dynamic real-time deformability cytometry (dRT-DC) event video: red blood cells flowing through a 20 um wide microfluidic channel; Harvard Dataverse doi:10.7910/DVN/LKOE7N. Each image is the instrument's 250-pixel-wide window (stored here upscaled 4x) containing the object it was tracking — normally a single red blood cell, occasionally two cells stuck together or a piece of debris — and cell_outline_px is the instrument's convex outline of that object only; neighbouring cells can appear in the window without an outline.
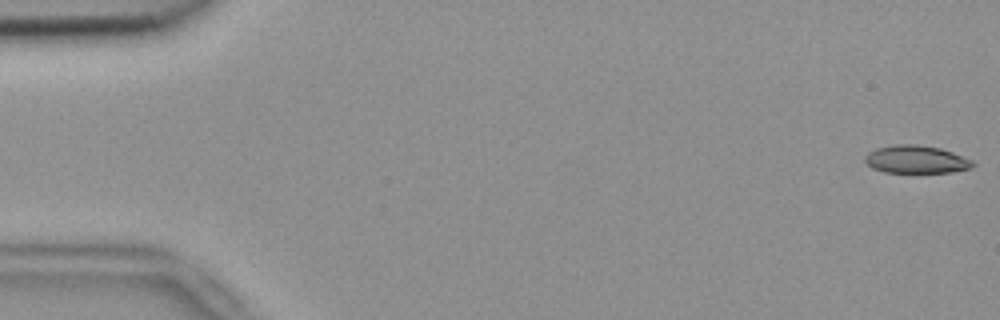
{"species": "common noctule bat (a hibernating species)", "species_latin": "Nyctalus noctula", "temperature_condition": "room temperature", "stored_images_in_passage": 54, "camera_frame_rate_fps": 3000, "um_per_image_px": 0.085, "animal": {"sex": "female", "body_mass_g": 18.4}, "frame": {"image": 1, "passage_image": 1, "time_ms": 0.0, "image_size_px": [1000, 320], "cell_outline_px": [[976, 164], [968, 168], [952, 172], [884, 172], [872, 168], [864, 160], [864, 156], [868, 152], [876, 148], [896, 144], [916, 144], [940, 148], [952, 152], [972, 160]], "centroid_in_image_um": [77.84, 13.54], "position_along_channel_um": 7.2, "area_um2": 17.4}}
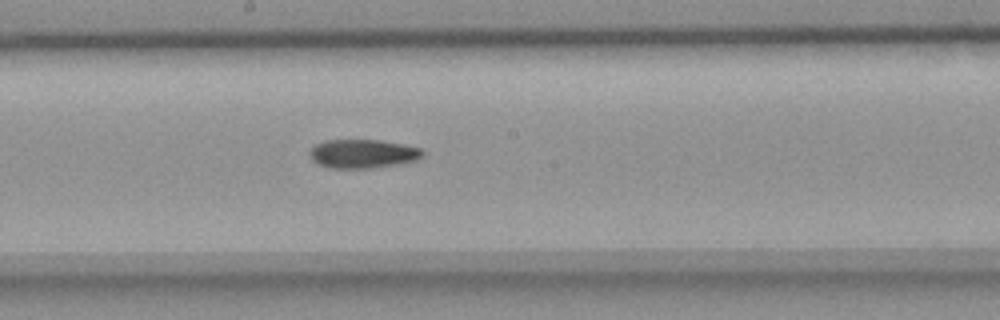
{"frame": {"image": 2, "passage_image": 29, "time_ms": 9.333, "image_size_px": [1000, 320], "cell_outline_px": [[424, 156], [420, 160], [372, 168], [328, 168], [316, 164], [312, 160], [308, 152], [316, 144], [324, 140], [380, 140], [404, 144], [420, 148], [424, 152]], "centroid_in_image_um": [30.84, 13.07], "position_along_channel_um": 217.4, "area_um2": 19.19}}
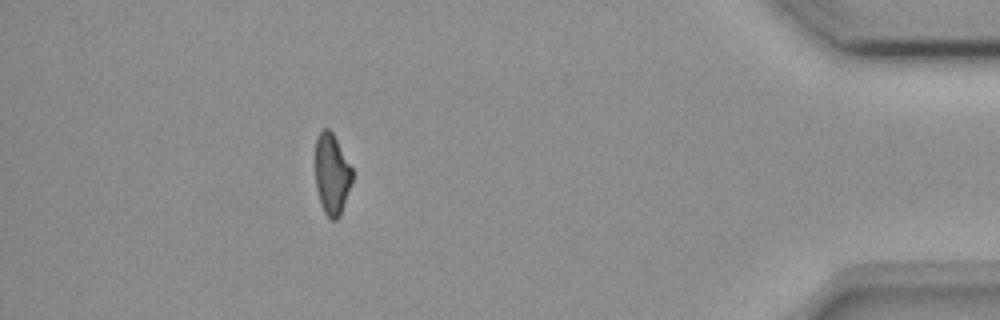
{"frame": {"image": 3, "passage_image": 48, "time_ms": 15.667, "image_size_px": [1000, 320], "cell_outline_px": [[352, 184], [340, 216], [336, 220], [332, 220], [324, 212], [320, 204], [316, 188], [316, 136], [324, 128], [328, 128], [332, 132], [352, 168]], "centroid_in_image_um": [28.21, 14.83], "position_along_channel_um": 407.0, "area_um2": 17.4}, "authors_computed_cell_mechanics": {"area_um2": 18.9584, "velocity_mm_per_s": 3.8037, "shape_relaxation_time_tau1_ms": 6.3794, "shape_relaxation_time_tau2_ms": null, "deformation_change_tau1": 0.1662, "deformation_change_tau2": null}}